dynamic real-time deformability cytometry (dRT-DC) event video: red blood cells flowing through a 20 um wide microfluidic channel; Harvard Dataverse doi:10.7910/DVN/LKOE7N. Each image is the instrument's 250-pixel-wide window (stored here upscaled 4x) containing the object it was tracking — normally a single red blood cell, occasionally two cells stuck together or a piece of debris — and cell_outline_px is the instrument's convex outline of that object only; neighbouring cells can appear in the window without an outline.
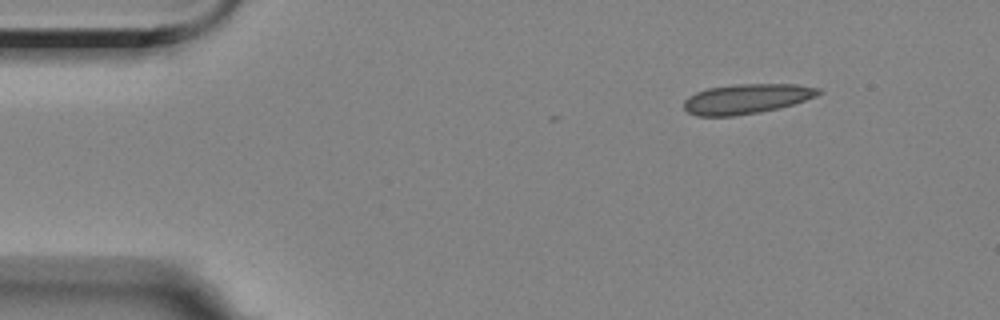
{"species": "Egyptian fruit bat (a non-hibernating species)", "species_latin": "Rousettus aegyptiacus", "temperature_condition": "room temperature", "stored_images_in_passage": 6, "camera_frame_rate_fps": 3000, "um_per_image_px": 0.085, "animal": {"sex": "female"}, "frame": {"image": 1, "passage_image": 1, "time_ms": 0.0, "image_size_px": [1000, 320], "cell_outline_px": [[824, 92], [816, 96], [780, 108], [760, 112], [732, 116], [696, 116], [688, 112], [684, 108], [684, 100], [688, 96], [696, 92], [708, 88], [732, 84], [796, 84], [820, 88]], "centroid_in_image_um": [63.45, 8.39], "position_along_channel_um": 21.5, "area_um2": 23.52}}